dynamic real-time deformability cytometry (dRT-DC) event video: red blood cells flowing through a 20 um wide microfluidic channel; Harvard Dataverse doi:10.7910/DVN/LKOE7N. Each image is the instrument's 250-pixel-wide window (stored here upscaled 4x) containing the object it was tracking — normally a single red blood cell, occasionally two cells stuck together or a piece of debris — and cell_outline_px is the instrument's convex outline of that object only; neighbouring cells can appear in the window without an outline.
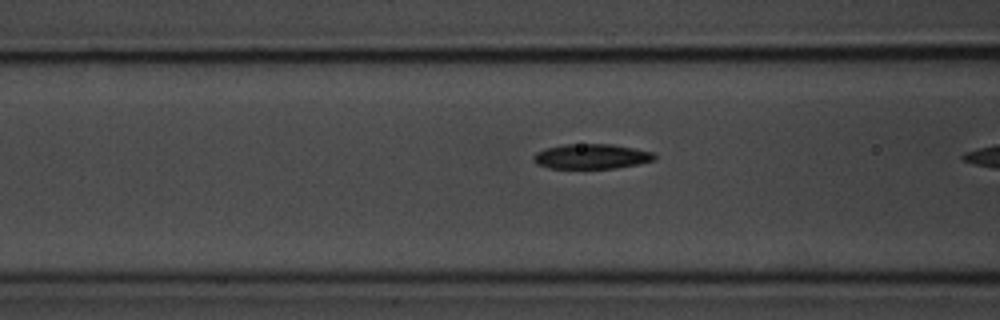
{"species": "common noctule bat (a hibernating species)", "species_latin": "Nyctalus noctula", "temperature_condition": "room temperature", "stored_images_in_passage": 10, "camera_frame_rate_fps": 3000, "um_per_image_px": 0.085, "animal": {"sex": "male", "body_mass_g": 20.1, "forearm_length_mm": 53.5}, "frame": {"image": 1, "passage_image": 9, "time_ms": 2.667, "image_size_px": [1000, 320], "cell_outline_px": [[656, 160], [616, 168], [548, 168], [536, 164], [532, 160], [532, 156], [536, 152], [544, 148], [564, 144], [612, 144], [656, 152]], "centroid_in_image_um": [50.26, 13.29], "position_along_channel_um": 116.3, "area_um2": 17.8}}